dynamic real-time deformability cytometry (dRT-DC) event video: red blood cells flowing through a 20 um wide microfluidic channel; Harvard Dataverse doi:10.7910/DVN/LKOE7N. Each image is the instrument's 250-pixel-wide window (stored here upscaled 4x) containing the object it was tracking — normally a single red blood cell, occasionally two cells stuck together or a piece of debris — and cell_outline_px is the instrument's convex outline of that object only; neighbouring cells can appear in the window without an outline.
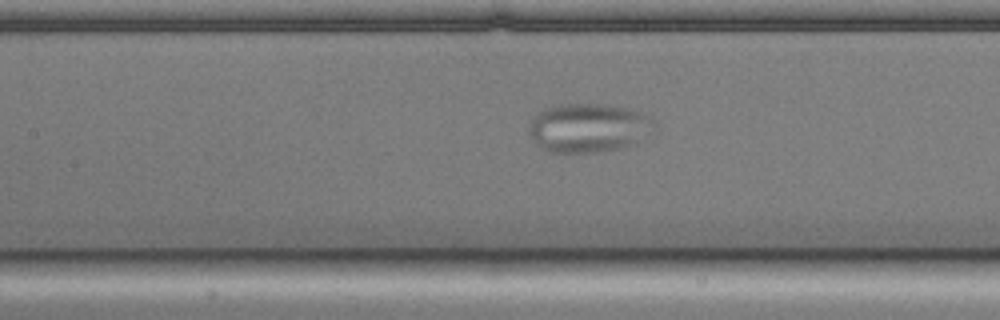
{"species": "common noctule bat (a hibernating species)", "species_latin": "Nyctalus noctula", "temperature_condition": "cold", "stored_images_in_passage": 13, "camera_frame_rate_fps": 3000, "um_per_image_px": 0.085, "animal": {"sex": "male", "body_mass_g": 17.9, "forearm_length_mm": 54.2}, "frame": {"image": 1, "passage_image": 11, "time_ms": 3.333, "image_size_px": [1000, 320], "cell_outline_px": [[656, 132], [640, 144], [620, 148], [596, 152], [548, 152], [536, 144], [532, 140], [528, 132], [528, 124], [536, 112], [560, 104], [600, 104], [624, 108], [640, 112], [656, 120]], "centroid_in_image_um": [50.08, 10.89], "position_along_channel_um": 157.3, "area_um2": 36.53}}